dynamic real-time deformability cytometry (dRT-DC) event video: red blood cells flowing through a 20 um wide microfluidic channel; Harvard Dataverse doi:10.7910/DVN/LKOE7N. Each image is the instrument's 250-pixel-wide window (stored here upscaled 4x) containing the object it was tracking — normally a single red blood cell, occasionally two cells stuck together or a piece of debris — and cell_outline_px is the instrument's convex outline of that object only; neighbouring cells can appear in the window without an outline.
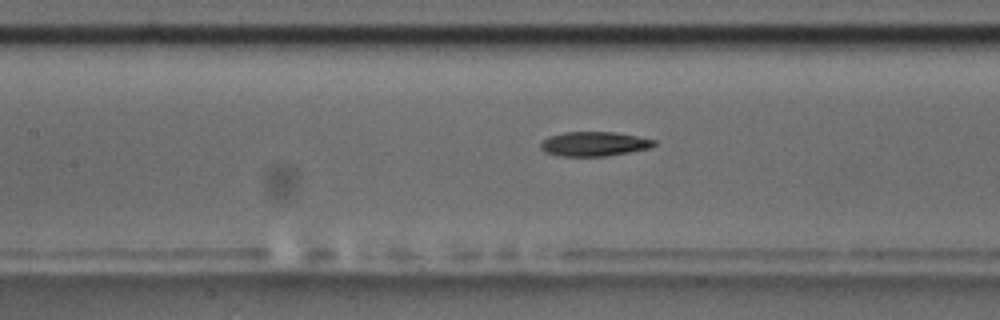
{"species": "common noctule bat (a hibernating species)", "species_latin": "Nyctalus noctula", "temperature_condition": "room temperature", "stored_images_in_passage": 41, "camera_frame_rate_fps": 3000, "um_per_image_px": 0.085, "animal": {"sex": "male", "body_mass_g": 17.5, "forearm_length_mm": 52.3}, "frame": {"image": 1, "passage_image": 16, "time_ms": 5.0, "image_size_px": [1000, 320], "cell_outline_px": [[656, 144], [648, 148], [628, 152], [604, 156], [560, 156], [544, 152], [540, 148], [540, 144], [548, 136], [564, 132], [612, 132], [636, 136], [656, 140]], "centroid_in_image_um": [50.45, 12.23], "position_along_channel_um": 156.9, "area_um2": 16.01}}
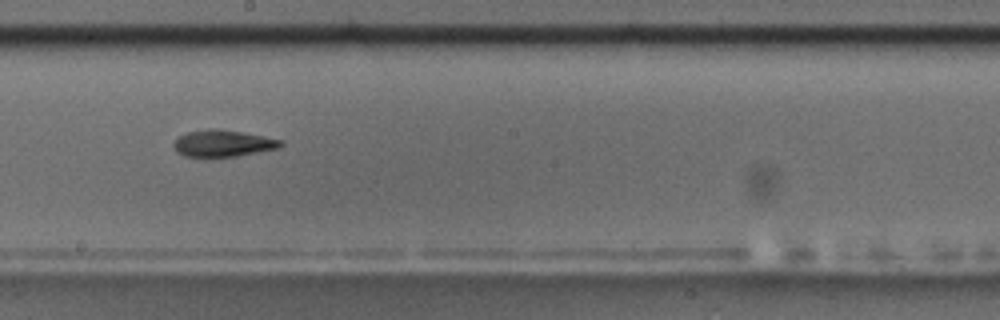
{"frame": {"image": 2, "passage_image": 22, "time_ms": 7.0, "image_size_px": [1000, 320], "cell_outline_px": [[284, 144], [280, 148], [236, 156], [184, 156], [176, 152], [172, 144], [180, 136], [188, 132], [208, 128], [216, 128], [240, 132], [284, 140]], "centroid_in_image_um": [18.97, 12.18], "position_along_channel_um": 229.2, "area_um2": 16.53}}
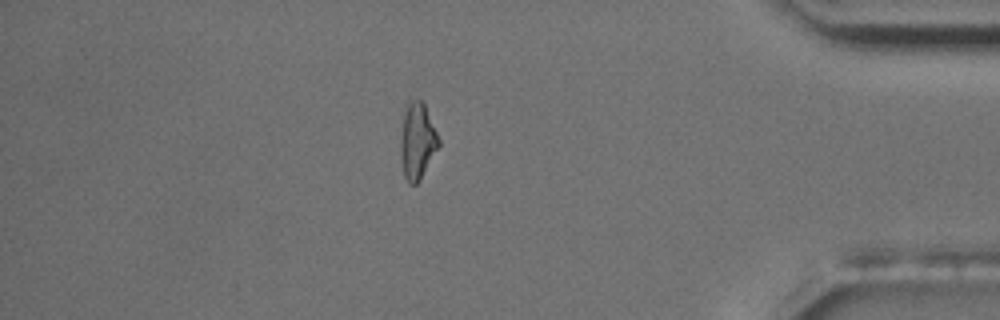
{"frame": {"image": 3, "passage_image": 39, "time_ms": 12.667, "image_size_px": [1000, 320], "cell_outline_px": [[440, 144], [420, 180], [416, 184], [408, 184], [404, 176], [400, 160], [400, 140], [404, 112], [408, 104], [412, 100], [420, 100], [424, 104], [440, 140]], "centroid_in_image_um": [35.45, 12.04], "position_along_channel_um": 399.7, "area_um2": 16.82}, "authors_computed_cell_mechanics": {"area_um2": 16.184, "velocity_mm_per_s": 3.6485, "shape_relaxation_time_tau1_ms": 6.2419, "shape_relaxation_time_tau2_ms": 10.6392, "deformation_change_tau1": 0.2022, "deformation_change_tau2": 0.2451}}